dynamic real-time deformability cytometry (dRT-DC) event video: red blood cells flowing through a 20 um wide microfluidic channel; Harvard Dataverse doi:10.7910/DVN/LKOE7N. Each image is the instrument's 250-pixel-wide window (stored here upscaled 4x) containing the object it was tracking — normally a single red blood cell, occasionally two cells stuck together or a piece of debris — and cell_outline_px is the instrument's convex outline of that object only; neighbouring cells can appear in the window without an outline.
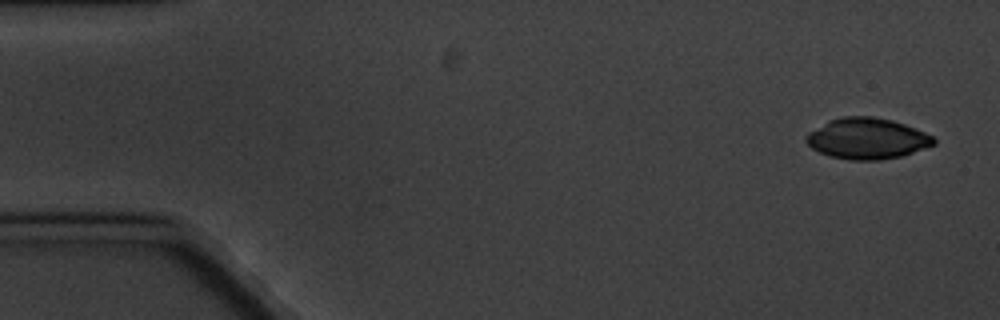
{"species": "common noctule bat (a hibernating species)", "species_latin": "Nyctalus noctula", "temperature_condition": "cold", "stored_images_in_passage": 4, "camera_frame_rate_fps": 3000, "um_per_image_px": 0.085, "animal": {"sex": "male", "body_mass_g": 20.1, "forearm_length_mm": 53.5}, "frame": {"image": 1, "passage_image": 1, "time_ms": 0.0, "image_size_px": [1000, 320], "cell_outline_px": [[936, 144], [900, 156], [880, 160], [848, 160], [828, 156], [812, 148], [804, 140], [804, 136], [808, 132], [828, 120], [844, 116], [872, 116], [892, 120], [904, 124], [924, 132], [932, 136], [936, 140]], "centroid_in_image_um": [73.66, 11.77], "position_along_channel_um": 11.3, "area_um2": 30.52}}